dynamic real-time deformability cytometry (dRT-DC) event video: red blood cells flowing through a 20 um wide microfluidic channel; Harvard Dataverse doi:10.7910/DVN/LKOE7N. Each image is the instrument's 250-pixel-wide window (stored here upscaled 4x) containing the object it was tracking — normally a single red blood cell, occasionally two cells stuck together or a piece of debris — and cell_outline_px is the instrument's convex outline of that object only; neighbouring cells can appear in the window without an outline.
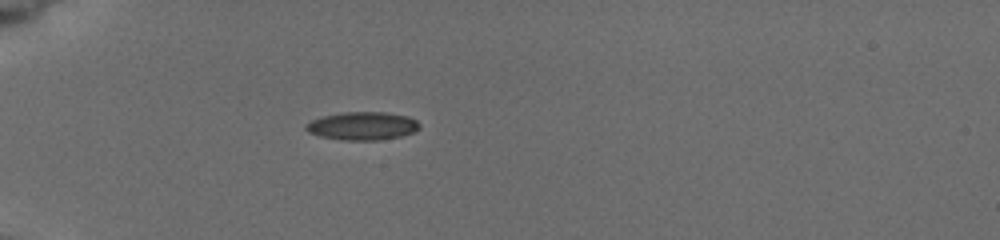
{"species": "common noctule bat (a hibernating species)", "species_latin": "Nyctalus noctula", "temperature_condition": "cold", "stored_images_in_passage": 2, "camera_frame_rate_fps": 3000, "um_per_image_px": 0.085, "animal": {"sex": "female", "body_mass_g": 19.5, "forearm_length_mm": 54.1}, "frame": {"image": 1, "passage_image": 1, "time_ms": 0.0, "image_size_px": [1000, 240], "cell_outline_px": [[420, 128], [416, 132], [400, 136], [376, 140], [344, 140], [320, 136], [308, 132], [304, 128], [304, 124], [312, 120], [324, 116], [344, 112], [384, 112], [408, 116], [416, 120], [420, 124]], "centroid_in_image_um": [30.82, 10.7], "position_along_channel_um": 54.2, "area_um2": 18.61}}